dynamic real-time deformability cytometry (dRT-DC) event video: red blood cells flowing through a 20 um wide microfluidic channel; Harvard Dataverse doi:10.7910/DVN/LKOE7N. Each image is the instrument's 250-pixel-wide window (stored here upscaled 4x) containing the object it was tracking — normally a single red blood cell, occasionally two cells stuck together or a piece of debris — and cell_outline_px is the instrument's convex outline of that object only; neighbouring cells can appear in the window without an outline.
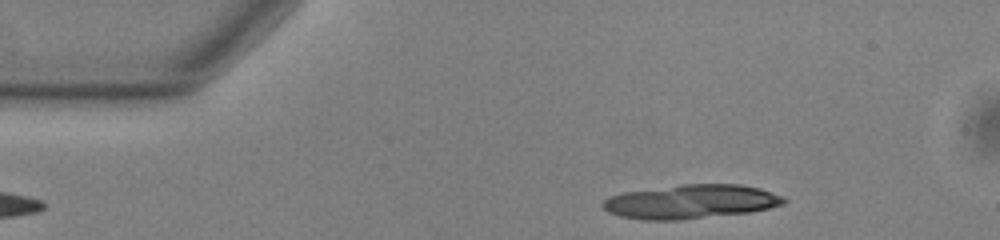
{"species": "common noctule bat (a hibernating species)", "species_latin": "Nyctalus noctula", "temperature_condition": "warm", "stored_images_in_passage": 46, "segment_of_instrument_passage": [1, 2], "camera_frame_rate_fps": 3000, "um_per_image_px": 0.085, "animal": {"sex": "male", "body_mass_g": 13.0, "forearm_length_mm": 53.1}, "frame": {"image": 1, "passage_image": 1, "time_ms": 0.0, "image_size_px": [1000, 240], "cell_outline_px": [[788, 200], [784, 204], [768, 208], [748, 212], [680, 220], [644, 220], [620, 216], [608, 212], [600, 204], [608, 196], [624, 192], [680, 184], [740, 184], [760, 188], [784, 196]], "centroid_in_image_um": [58.71, 17.13], "position_along_channel_um": 26.3, "area_um2": 36.01}}